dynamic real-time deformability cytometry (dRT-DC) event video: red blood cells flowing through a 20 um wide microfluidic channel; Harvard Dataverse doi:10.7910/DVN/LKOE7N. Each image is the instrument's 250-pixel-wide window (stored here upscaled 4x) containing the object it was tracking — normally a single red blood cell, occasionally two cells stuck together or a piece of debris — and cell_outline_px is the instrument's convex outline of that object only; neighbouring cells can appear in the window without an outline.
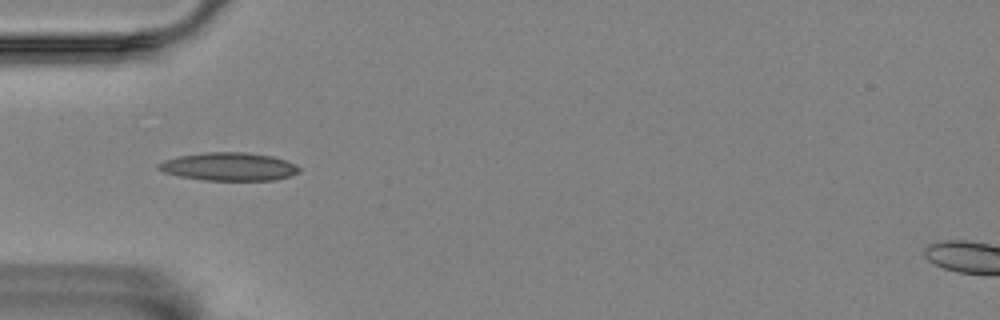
{"species": "Egyptian fruit bat (a non-hibernating species)", "species_latin": "Rousettus aegyptiacus", "temperature_condition": "room temperature", "stored_images_in_passage": 6, "camera_frame_rate_fps": 3000, "um_per_image_px": 0.085, "animal": {"sex": "female"}, "frame": {"image": 1, "passage_image": 4, "time_ms": 1.0, "image_size_px": [1000, 320], "cell_outline_px": [[300, 172], [292, 176], [276, 180], [204, 180], [180, 176], [164, 172], [156, 168], [156, 164], [164, 160], [180, 156], [208, 152], [244, 152], [272, 156], [296, 164], [300, 168]], "centroid_in_image_um": [19.48, 14.17], "position_along_channel_um": 65.5, "area_um2": 23.06}}
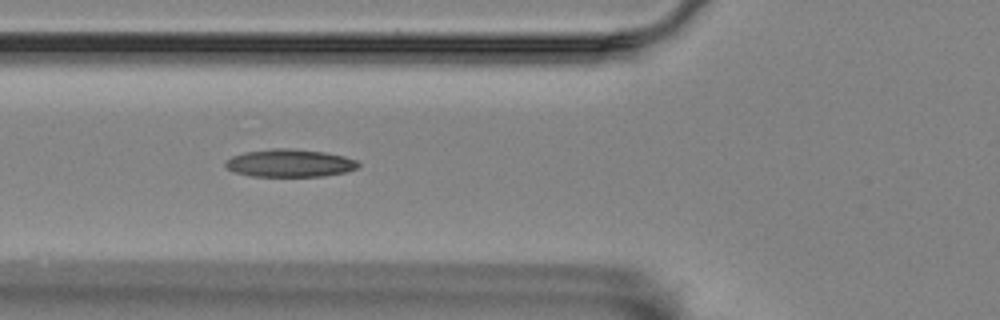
{"frame": {"image": 2, "passage_image": 5, "time_ms": 1.333, "image_size_px": [1000, 320], "cell_outline_px": [[360, 164], [356, 168], [348, 172], [324, 176], [248, 176], [232, 172], [224, 164], [224, 160], [232, 156], [244, 152], [272, 148], [288, 148], [324, 152], [344, 156], [356, 160]], "centroid_in_image_um": [24.59, 13.87], "position_along_channel_um": 101.2, "area_um2": 21.68}}
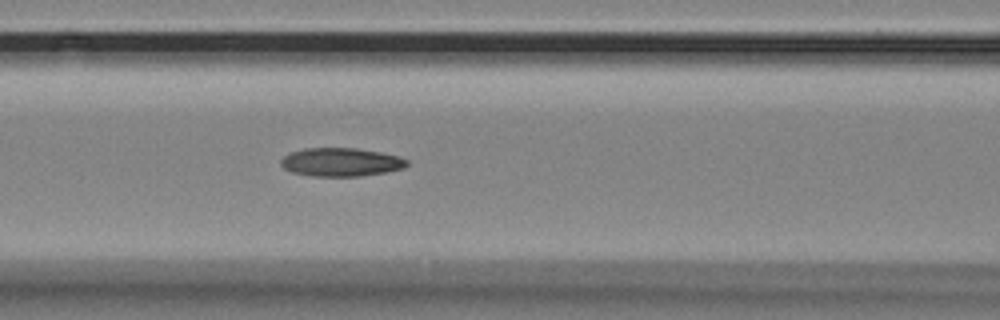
{"frame": {"image": 3, "passage_image": 6, "time_ms": 1.667, "image_size_px": [1000, 320], "cell_outline_px": [[408, 164], [404, 168], [384, 172], [360, 176], [312, 176], [292, 172], [284, 168], [280, 164], [280, 160], [288, 152], [304, 148], [356, 148], [380, 152], [396, 156], [408, 160]], "centroid_in_image_um": [28.94, 13.77], "position_along_channel_um": 137.7, "area_um2": 20.87}}